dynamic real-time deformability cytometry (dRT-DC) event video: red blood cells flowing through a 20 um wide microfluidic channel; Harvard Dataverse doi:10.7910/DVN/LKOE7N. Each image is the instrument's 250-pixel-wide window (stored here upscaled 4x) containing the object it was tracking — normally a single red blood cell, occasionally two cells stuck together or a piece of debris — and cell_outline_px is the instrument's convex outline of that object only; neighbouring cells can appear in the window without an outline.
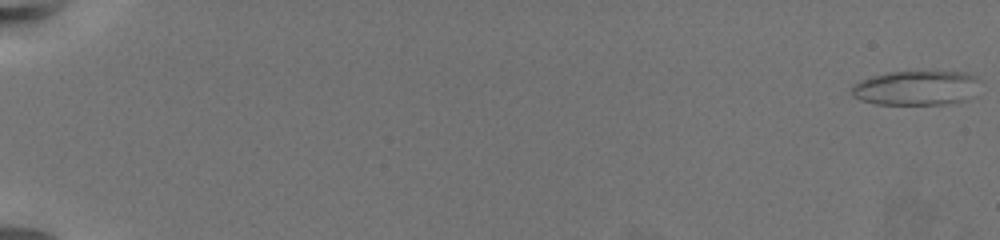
{"species": "common noctule bat (a hibernating species)", "species_latin": "Nyctalus noctula", "temperature_condition": "warm", "stored_images_in_passage": 66, "camera_frame_rate_fps": 3000, "um_per_image_px": 0.085, "animal": {"sex": "female", "body_mass_g": 19.5, "forearm_length_mm": 54.1}, "frame": {"image": 1, "passage_image": 1, "time_ms": 0.0, "image_size_px": [1000, 240], "cell_outline_px": [[980, 80], [964, 100], [944, 104], [876, 104], [860, 100], [852, 96], [852, 88], [860, 80], [872, 76], [888, 72], [968, 72], [976, 76]], "centroid_in_image_um": [77.82, 7.47], "position_along_channel_um": 7.2, "area_um2": 25.37}}
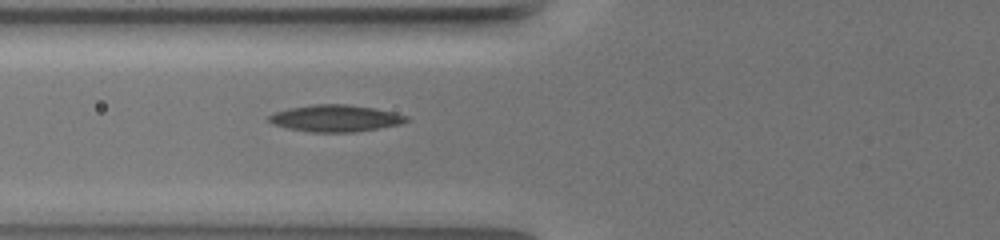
{"frame": {"image": 2, "passage_image": 29, "time_ms": 9.333, "image_size_px": [1000, 240], "cell_outline_px": [[408, 120], [400, 124], [352, 132], [312, 132], [288, 128], [276, 124], [268, 120], [268, 116], [276, 112], [288, 108], [312, 104], [348, 104], [372, 108], [392, 112], [408, 116]], "centroid_in_image_um": [28.5, 10.04], "position_along_channel_um": 97.3, "area_um2": 21.1}}
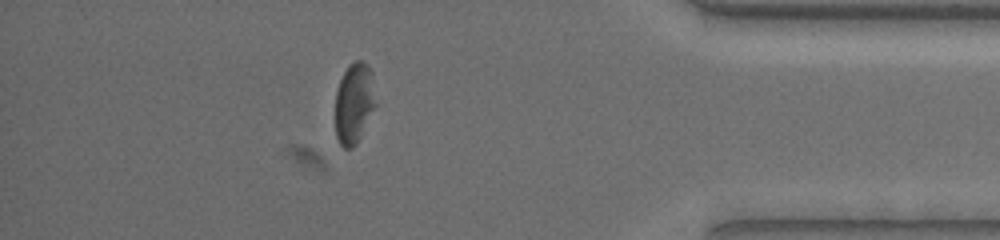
{"frame": {"image": 3, "passage_image": 59, "time_ms": 19.333, "image_size_px": [1000, 240], "cell_outline_px": [[376, 104], [356, 144], [352, 148], [344, 148], [340, 144], [336, 136], [336, 92], [340, 80], [348, 64], [356, 60], [364, 60], [368, 64], [372, 72]], "centroid_in_image_um": [30.1, 8.72], "position_along_channel_um": 405.1, "area_um2": 18.96}, "authors_computed_cell_mechanics": {"area_um2": 20.8947, "velocity_mm_per_s": 3.3595, "shape_relaxation_time_tau1_ms": 9.0118, "shape_relaxation_time_tau2_ms": 4.9354, "deformation_change_tau1": 0.2066, "deformation_change_tau2": 0.1447}}